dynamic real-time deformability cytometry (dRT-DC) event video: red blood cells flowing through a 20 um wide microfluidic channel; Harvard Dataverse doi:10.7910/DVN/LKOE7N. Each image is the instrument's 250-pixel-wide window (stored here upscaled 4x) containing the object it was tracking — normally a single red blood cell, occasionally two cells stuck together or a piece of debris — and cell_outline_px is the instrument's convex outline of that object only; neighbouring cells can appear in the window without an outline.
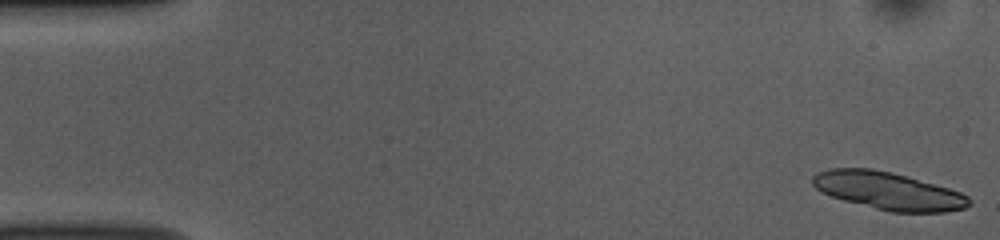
{"species": "common noctule bat (a hibernating species)", "species_latin": "Nyctalus noctula", "temperature_condition": "room temperature", "stored_images_in_passage": 53, "camera_frame_rate_fps": 3000, "um_per_image_px": 0.085, "animal": {"sex": "female", "body_mass_g": 10.0, "forearm_length_mm": 53.1}, "frame": {"image": 1, "passage_image": 1, "time_ms": 0.0, "image_size_px": [1000, 240], "cell_outline_px": [[972, 204], [964, 208], [944, 212], [892, 212], [844, 200], [832, 196], [816, 188], [812, 184], [812, 176], [828, 168], [872, 168], [892, 172], [908, 176], [948, 188], [960, 192], [968, 196], [972, 200]], "centroid_in_image_um": [75.53, 16.21], "position_along_channel_um": 9.5, "area_um2": 34.1}}
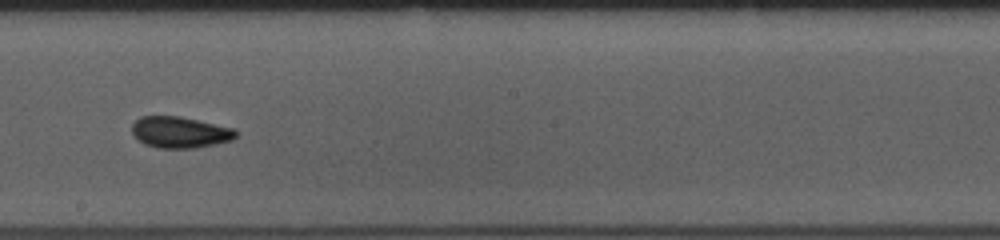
{"frame": {"image": 2, "passage_image": 30, "time_ms": 9.667, "image_size_px": [1000, 240], "cell_outline_px": [[236, 136], [232, 140], [216, 144], [196, 148], [156, 148], [144, 144], [132, 132], [132, 124], [140, 116], [180, 116], [236, 128]], "centroid_in_image_um": [15.32, 11.24], "position_along_channel_um": 232.9, "area_um2": 19.07}}
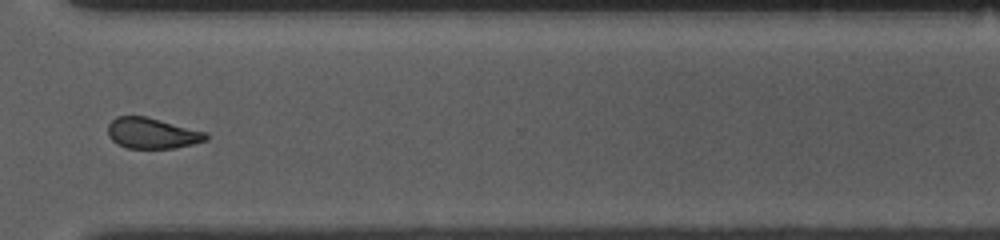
{"frame": {"image": 3, "passage_image": 40, "time_ms": 13.0, "image_size_px": [1000, 240], "cell_outline_px": [[208, 140], [176, 148], [124, 148], [116, 144], [108, 136], [108, 124], [116, 116], [144, 116], [208, 132]], "centroid_in_image_um": [12.92, 11.33], "position_along_channel_um": 357.7, "area_um2": 17.69}, "authors_computed_cell_mechanics": {"area_um2": 18.8428, "velocity_mm_per_s": 3.7393, "shape_relaxation_time_tau1_ms": 4.514, "shape_relaxation_time_tau2_ms": 2.071, "deformation_change_tau1": 0.1002, "deformation_change_tau2": 0.0721}}